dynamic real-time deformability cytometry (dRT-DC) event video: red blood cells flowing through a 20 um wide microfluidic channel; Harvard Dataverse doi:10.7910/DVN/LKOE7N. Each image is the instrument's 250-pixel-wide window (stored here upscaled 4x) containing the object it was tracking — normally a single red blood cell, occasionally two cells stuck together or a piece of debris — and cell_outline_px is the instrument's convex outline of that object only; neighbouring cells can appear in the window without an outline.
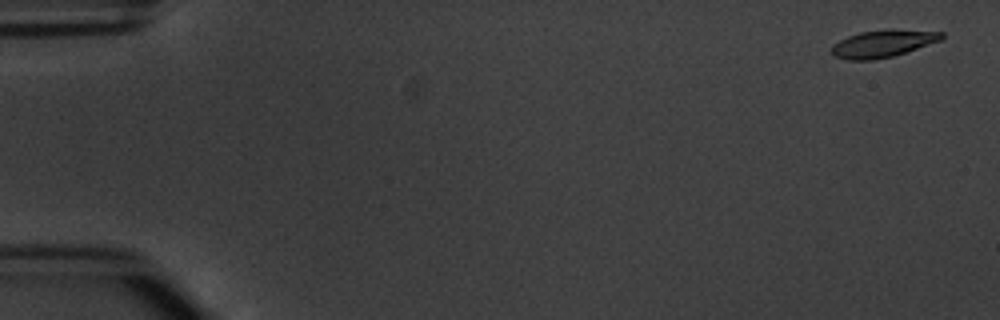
{"species": "common noctule bat (a hibernating species)", "species_latin": "Nyctalus noctula", "temperature_condition": "warm", "stored_images_in_passage": 5, "camera_frame_rate_fps": 3000, "um_per_image_px": 0.085, "animal": {"sex": "male", "body_mass_g": 20.1, "forearm_length_mm": 53.5}, "frame": {"image": 1, "passage_image": 5, "time_ms": 5.667, "image_size_px": [1000, 320], "cell_outline_px": [[944, 36], [940, 40], [892, 56], [872, 60], [848, 60], [836, 56], [832, 52], [832, 44], [848, 36], [860, 32], [944, 32]], "centroid_in_image_um": [74.94, 3.76], "position_along_channel_um": 10.1, "area_um2": 16.13}}